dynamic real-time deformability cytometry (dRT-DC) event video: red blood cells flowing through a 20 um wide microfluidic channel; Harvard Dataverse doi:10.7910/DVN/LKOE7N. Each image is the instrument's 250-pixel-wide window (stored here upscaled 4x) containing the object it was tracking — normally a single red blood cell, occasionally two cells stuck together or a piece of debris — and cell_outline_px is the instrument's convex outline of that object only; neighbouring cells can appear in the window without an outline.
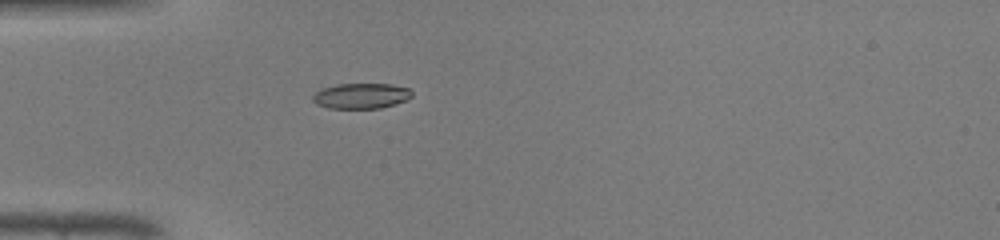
{"species": "common noctule bat (a hibernating species)", "species_latin": "Nyctalus noctula", "temperature_condition": "warm", "stored_images_in_passage": 34, "camera_frame_rate_fps": 3000, "um_per_image_px": 0.085, "animal": {"sex": "male", "body_mass_g": 19.0, "forearm_length_mm": 50.8}, "frame": {"image": 1, "passage_image": 1, "time_ms": 0.0, "image_size_px": [1000, 240], "cell_outline_px": [[412, 96], [408, 100], [396, 104], [380, 108], [328, 108], [316, 104], [312, 100], [312, 96], [320, 88], [336, 84], [388, 84], [408, 88], [412, 92]], "centroid_in_image_um": [30.68, 8.15], "position_along_channel_um": 54.3, "area_um2": 14.8}}
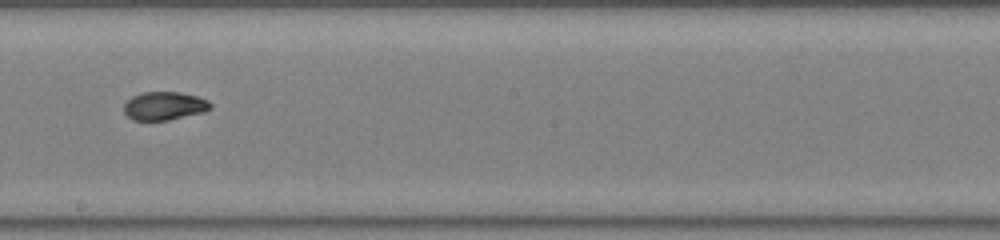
{"frame": {"image": 2, "passage_image": 14, "time_ms": 4.333, "image_size_px": [1000, 240], "cell_outline_px": [[212, 108], [204, 112], [168, 120], [132, 120], [124, 112], [124, 104], [132, 96], [144, 92], [180, 92], [196, 96], [208, 100], [212, 104]], "centroid_in_image_um": [13.98, 9.0], "position_along_channel_um": 234.2, "area_um2": 14.28}}
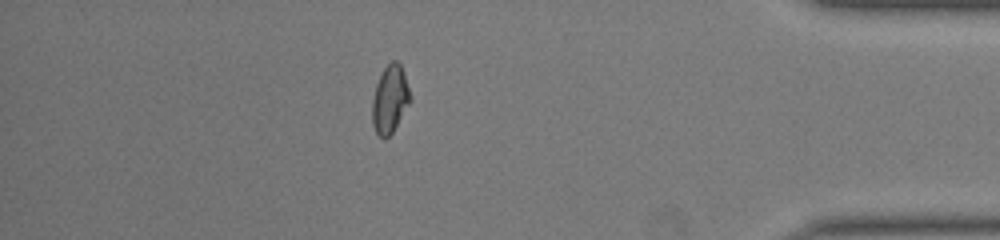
{"frame": {"image": 3, "passage_image": 28, "time_ms": 9.0, "image_size_px": [1000, 240], "cell_outline_px": [[412, 100], [392, 132], [384, 140], [376, 132], [372, 124], [372, 100], [376, 84], [384, 68], [392, 60], [396, 60], [400, 64], [404, 72], [412, 96]], "centroid_in_image_um": [33.16, 8.43], "position_along_channel_um": 402.0, "area_um2": 15.09}, "authors_computed_cell_mechanics": {"area_um2": 14.7679, "velocity_mm_per_s": 4.3663, "shape_relaxation_time_tau1_ms": 8.4755, "shape_relaxation_time_tau2_ms": 1.6466, "deformation_change_tau1": 0.2758, "deformation_change_tau2": 0.0437}}